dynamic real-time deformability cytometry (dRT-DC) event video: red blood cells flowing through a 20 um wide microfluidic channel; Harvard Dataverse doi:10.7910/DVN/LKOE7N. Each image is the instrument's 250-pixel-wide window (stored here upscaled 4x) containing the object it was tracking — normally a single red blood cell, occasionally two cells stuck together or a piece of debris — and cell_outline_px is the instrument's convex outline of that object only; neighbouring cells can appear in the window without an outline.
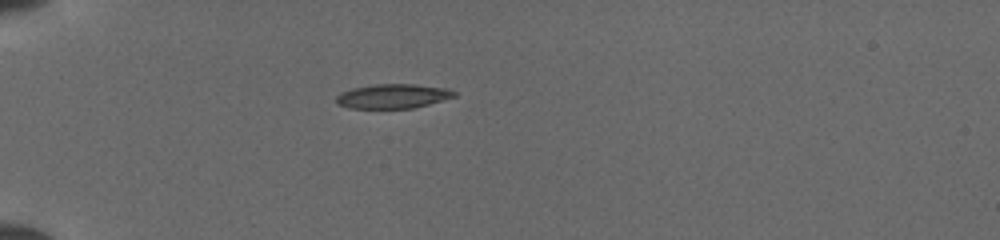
{"species": "common noctule bat (a hibernating species)", "species_latin": "Nyctalus noctula", "temperature_condition": "cold", "stored_images_in_passage": 36, "camera_frame_rate_fps": 3000, "um_per_image_px": 0.085, "animal": {"sex": "female", "body_mass_g": 19.5, "forearm_length_mm": 54.1}, "frame": {"image": 1, "passage_image": 1, "time_ms": 0.0, "image_size_px": [1000, 240], "cell_outline_px": [[456, 96], [428, 104], [412, 108], [348, 108], [336, 104], [336, 96], [340, 92], [352, 88], [372, 84], [416, 84], [448, 88], [456, 92]], "centroid_in_image_um": [33.36, 8.17], "position_along_channel_um": 51.6, "area_um2": 16.88}}
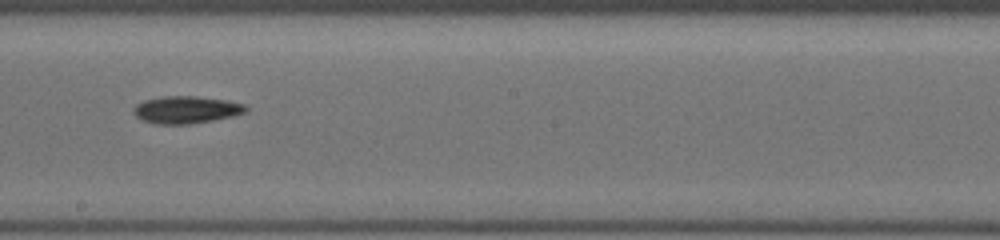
{"frame": {"image": 2, "passage_image": 16, "time_ms": 5.0, "image_size_px": [1000, 240], "cell_outline_px": [[248, 108], [244, 112], [232, 116], [212, 120], [188, 124], [156, 124], [144, 120], [136, 116], [136, 104], [148, 100], [168, 96], [192, 96], [224, 100], [244, 104]], "centroid_in_image_um": [15.86, 9.33], "position_along_channel_um": 232.3, "area_um2": 17.22}}
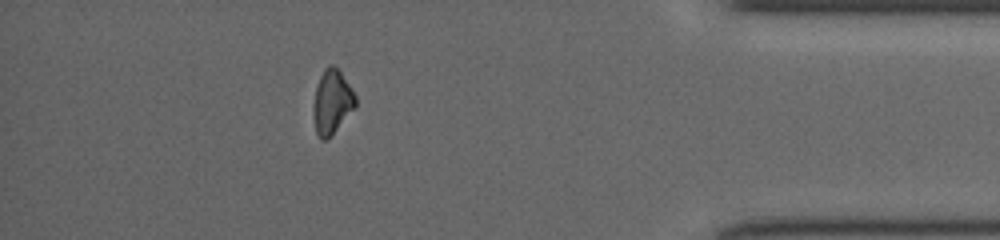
{"frame": {"image": 3, "passage_image": 31, "time_ms": 10.0, "image_size_px": [1000, 240], "cell_outline_px": [[356, 108], [324, 140], [320, 140], [316, 132], [312, 108], [316, 88], [320, 76], [324, 68], [328, 64], [332, 64], [340, 72], [356, 96]], "centroid_in_image_um": [28.21, 8.64], "position_along_channel_um": 407.0, "area_um2": 15.43}}